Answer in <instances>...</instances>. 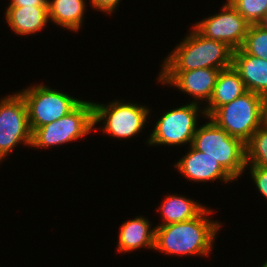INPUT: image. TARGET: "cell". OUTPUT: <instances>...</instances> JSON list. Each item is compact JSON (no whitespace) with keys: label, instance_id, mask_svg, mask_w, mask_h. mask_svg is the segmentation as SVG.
<instances>
[{"label":"cell","instance_id":"2e32d148","mask_svg":"<svg viewBox=\"0 0 267 267\" xmlns=\"http://www.w3.org/2000/svg\"><path fill=\"white\" fill-rule=\"evenodd\" d=\"M88 0H48L50 23L69 32H80L85 22Z\"/></svg>","mask_w":267,"mask_h":267},{"label":"cell","instance_id":"cb8c5ba5","mask_svg":"<svg viewBox=\"0 0 267 267\" xmlns=\"http://www.w3.org/2000/svg\"><path fill=\"white\" fill-rule=\"evenodd\" d=\"M7 7H48V0H9Z\"/></svg>","mask_w":267,"mask_h":267},{"label":"cell","instance_id":"5b68a950","mask_svg":"<svg viewBox=\"0 0 267 267\" xmlns=\"http://www.w3.org/2000/svg\"><path fill=\"white\" fill-rule=\"evenodd\" d=\"M172 108L157 119L145 140L148 147L192 145L194 134L200 125V117L206 118L204 107L190 102Z\"/></svg>","mask_w":267,"mask_h":267},{"label":"cell","instance_id":"30bf717a","mask_svg":"<svg viewBox=\"0 0 267 267\" xmlns=\"http://www.w3.org/2000/svg\"><path fill=\"white\" fill-rule=\"evenodd\" d=\"M221 10L208 15L192 26L204 37L226 43L233 50L240 49L245 41L250 24L227 1Z\"/></svg>","mask_w":267,"mask_h":267},{"label":"cell","instance_id":"9c48e42d","mask_svg":"<svg viewBox=\"0 0 267 267\" xmlns=\"http://www.w3.org/2000/svg\"><path fill=\"white\" fill-rule=\"evenodd\" d=\"M260 103L261 95L247 91L220 106L209 118L230 136L246 143L260 127Z\"/></svg>","mask_w":267,"mask_h":267},{"label":"cell","instance_id":"6da1fadb","mask_svg":"<svg viewBox=\"0 0 267 267\" xmlns=\"http://www.w3.org/2000/svg\"><path fill=\"white\" fill-rule=\"evenodd\" d=\"M214 212L212 208L206 207L197 217L188 221L156 225L154 251L177 258L178 256L208 258L211 251H214V241L223 224L217 219L212 220L210 214Z\"/></svg>","mask_w":267,"mask_h":267},{"label":"cell","instance_id":"4316f807","mask_svg":"<svg viewBox=\"0 0 267 267\" xmlns=\"http://www.w3.org/2000/svg\"><path fill=\"white\" fill-rule=\"evenodd\" d=\"M261 267H267V259H266V261H264V263L262 264Z\"/></svg>","mask_w":267,"mask_h":267},{"label":"cell","instance_id":"ba28073f","mask_svg":"<svg viewBox=\"0 0 267 267\" xmlns=\"http://www.w3.org/2000/svg\"><path fill=\"white\" fill-rule=\"evenodd\" d=\"M6 95L0 99V163L17 146L24 144L23 146L31 148L32 144V131L24 98L18 91Z\"/></svg>","mask_w":267,"mask_h":267},{"label":"cell","instance_id":"5bb4252c","mask_svg":"<svg viewBox=\"0 0 267 267\" xmlns=\"http://www.w3.org/2000/svg\"><path fill=\"white\" fill-rule=\"evenodd\" d=\"M6 24L17 36L37 35L47 27L49 20L48 7H5Z\"/></svg>","mask_w":267,"mask_h":267},{"label":"cell","instance_id":"3957f363","mask_svg":"<svg viewBox=\"0 0 267 267\" xmlns=\"http://www.w3.org/2000/svg\"><path fill=\"white\" fill-rule=\"evenodd\" d=\"M138 103L119 98L105 104L93 100L94 131L98 130L95 126L101 124L99 128L102 134H106L109 138L129 140L137 137L143 129L145 130L152 111L146 104Z\"/></svg>","mask_w":267,"mask_h":267},{"label":"cell","instance_id":"d4e9b609","mask_svg":"<svg viewBox=\"0 0 267 267\" xmlns=\"http://www.w3.org/2000/svg\"><path fill=\"white\" fill-rule=\"evenodd\" d=\"M260 126L267 129V93L261 95Z\"/></svg>","mask_w":267,"mask_h":267},{"label":"cell","instance_id":"52a82bcc","mask_svg":"<svg viewBox=\"0 0 267 267\" xmlns=\"http://www.w3.org/2000/svg\"><path fill=\"white\" fill-rule=\"evenodd\" d=\"M24 98L32 133L45 124L56 121L74 110L83 99L68 92L53 89L44 83L31 84L21 91Z\"/></svg>","mask_w":267,"mask_h":267},{"label":"cell","instance_id":"ac0fdd59","mask_svg":"<svg viewBox=\"0 0 267 267\" xmlns=\"http://www.w3.org/2000/svg\"><path fill=\"white\" fill-rule=\"evenodd\" d=\"M247 89L239 73L233 68L221 70L209 103L204 106L206 117H210L220 106L242 96Z\"/></svg>","mask_w":267,"mask_h":267},{"label":"cell","instance_id":"ffe728a7","mask_svg":"<svg viewBox=\"0 0 267 267\" xmlns=\"http://www.w3.org/2000/svg\"><path fill=\"white\" fill-rule=\"evenodd\" d=\"M247 54L267 60V30L260 25H250L243 46Z\"/></svg>","mask_w":267,"mask_h":267},{"label":"cell","instance_id":"44dd1931","mask_svg":"<svg viewBox=\"0 0 267 267\" xmlns=\"http://www.w3.org/2000/svg\"><path fill=\"white\" fill-rule=\"evenodd\" d=\"M250 25H257L266 16L267 0H227Z\"/></svg>","mask_w":267,"mask_h":267},{"label":"cell","instance_id":"484cf974","mask_svg":"<svg viewBox=\"0 0 267 267\" xmlns=\"http://www.w3.org/2000/svg\"><path fill=\"white\" fill-rule=\"evenodd\" d=\"M258 25H260L263 29L267 30V16H265Z\"/></svg>","mask_w":267,"mask_h":267},{"label":"cell","instance_id":"277c9868","mask_svg":"<svg viewBox=\"0 0 267 267\" xmlns=\"http://www.w3.org/2000/svg\"><path fill=\"white\" fill-rule=\"evenodd\" d=\"M192 146L218 161L235 181L245 174V143L237 137L230 136L211 118L206 117V122L198 126Z\"/></svg>","mask_w":267,"mask_h":267},{"label":"cell","instance_id":"7a4b0ae2","mask_svg":"<svg viewBox=\"0 0 267 267\" xmlns=\"http://www.w3.org/2000/svg\"><path fill=\"white\" fill-rule=\"evenodd\" d=\"M179 44L164 57L160 71H189L232 67L233 49L226 43L202 36L193 26Z\"/></svg>","mask_w":267,"mask_h":267},{"label":"cell","instance_id":"d6986e66","mask_svg":"<svg viewBox=\"0 0 267 267\" xmlns=\"http://www.w3.org/2000/svg\"><path fill=\"white\" fill-rule=\"evenodd\" d=\"M246 166L267 169V129L259 127L245 143Z\"/></svg>","mask_w":267,"mask_h":267},{"label":"cell","instance_id":"8fae6325","mask_svg":"<svg viewBox=\"0 0 267 267\" xmlns=\"http://www.w3.org/2000/svg\"><path fill=\"white\" fill-rule=\"evenodd\" d=\"M221 70L202 68L189 71H160L156 77L159 85H167L190 95V102L206 106L213 94L218 74ZM205 102V103H204Z\"/></svg>","mask_w":267,"mask_h":267},{"label":"cell","instance_id":"7c38bea8","mask_svg":"<svg viewBox=\"0 0 267 267\" xmlns=\"http://www.w3.org/2000/svg\"><path fill=\"white\" fill-rule=\"evenodd\" d=\"M188 151L175 161L173 167L177 169L185 179L192 183L214 182L215 180L225 184H231L235 180L224 170V168L207 154L196 150L192 145ZM231 182V183H230Z\"/></svg>","mask_w":267,"mask_h":267},{"label":"cell","instance_id":"603a6c76","mask_svg":"<svg viewBox=\"0 0 267 267\" xmlns=\"http://www.w3.org/2000/svg\"><path fill=\"white\" fill-rule=\"evenodd\" d=\"M122 0H89L87 2L90 4L89 7L91 9L96 10L97 12L106 13V16H112L113 13L118 9L121 4H119Z\"/></svg>","mask_w":267,"mask_h":267},{"label":"cell","instance_id":"e0dca14e","mask_svg":"<svg viewBox=\"0 0 267 267\" xmlns=\"http://www.w3.org/2000/svg\"><path fill=\"white\" fill-rule=\"evenodd\" d=\"M201 203L180 193L179 195L167 194L160 207H157V212L161 215V222L157 225H168L193 219L207 207Z\"/></svg>","mask_w":267,"mask_h":267},{"label":"cell","instance_id":"8992f818","mask_svg":"<svg viewBox=\"0 0 267 267\" xmlns=\"http://www.w3.org/2000/svg\"><path fill=\"white\" fill-rule=\"evenodd\" d=\"M91 132H94L93 101L85 99L69 114L38 127L32 133L31 148L42 150L60 147L85 139Z\"/></svg>","mask_w":267,"mask_h":267},{"label":"cell","instance_id":"4fadbf2b","mask_svg":"<svg viewBox=\"0 0 267 267\" xmlns=\"http://www.w3.org/2000/svg\"><path fill=\"white\" fill-rule=\"evenodd\" d=\"M144 215L124 221L119 228L116 250L118 253H130L138 249L154 250L155 226Z\"/></svg>","mask_w":267,"mask_h":267},{"label":"cell","instance_id":"9a60e30c","mask_svg":"<svg viewBox=\"0 0 267 267\" xmlns=\"http://www.w3.org/2000/svg\"><path fill=\"white\" fill-rule=\"evenodd\" d=\"M232 67L239 73L247 91L267 93V60L247 54L242 48L233 51Z\"/></svg>","mask_w":267,"mask_h":267},{"label":"cell","instance_id":"7402d4cb","mask_svg":"<svg viewBox=\"0 0 267 267\" xmlns=\"http://www.w3.org/2000/svg\"><path fill=\"white\" fill-rule=\"evenodd\" d=\"M247 170L256 186L255 189L267 200V169L258 166H246L245 171Z\"/></svg>","mask_w":267,"mask_h":267}]
</instances>
